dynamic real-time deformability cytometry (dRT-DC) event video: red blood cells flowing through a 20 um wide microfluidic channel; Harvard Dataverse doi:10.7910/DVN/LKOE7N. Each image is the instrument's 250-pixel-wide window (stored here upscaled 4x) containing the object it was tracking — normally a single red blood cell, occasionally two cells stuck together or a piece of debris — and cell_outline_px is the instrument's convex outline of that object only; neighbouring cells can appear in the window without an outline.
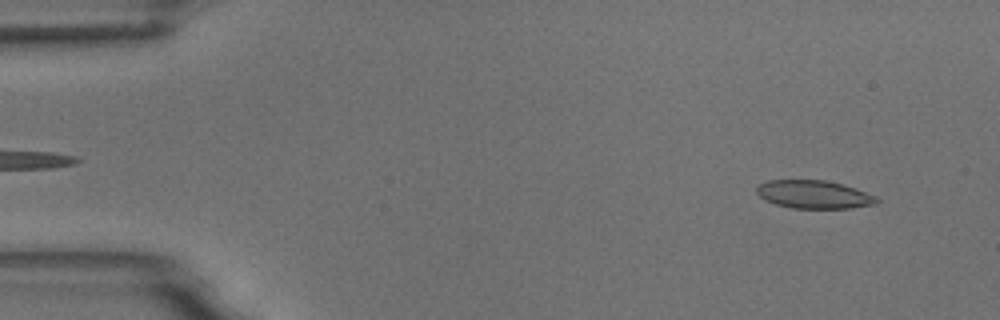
{"species": "common noctule bat (a hibernating species)", "species_latin": "Nyctalus noctula", "temperature_condition": "room temperature", "stored_images_in_passage": 4, "camera_frame_rate_fps": 3000, "um_per_image_px": 0.085, "animal": {"sex": "male", "body_mass_g": 18.8}, "frame": {"image": 1, "passage_image": 1, "time_ms": 0.0, "image_size_px": [1000, 320], "cell_outline_px": [[880, 200], [876, 204], [852, 208], [792, 208], [776, 204], [764, 200], [756, 192], [756, 188], [760, 184], [768, 180], [824, 180], [844, 184], [856, 188], [876, 196]], "centroid_in_image_um": [69.2, 16.53], "position_along_channel_um": 15.8, "area_um2": 19.77}}
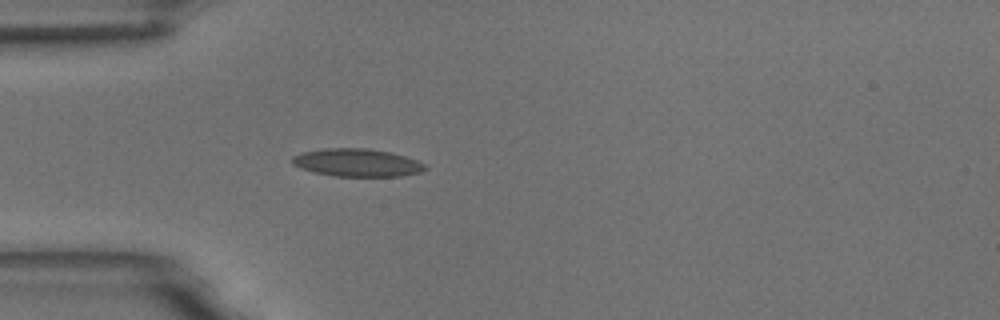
{"frame": {"image": 2, "passage_image": 4, "time_ms": 3.667, "image_size_px": [1000, 320], "cell_outline_px": [[428, 168], [420, 172], [400, 176], [336, 176], [312, 172], [300, 168], [292, 164], [292, 156], [300, 152], [324, 148], [368, 148], [392, 152], [416, 160], [424, 164]], "centroid_in_image_um": [30.31, 13.82], "position_along_channel_um": 54.7, "area_um2": 21.68}}